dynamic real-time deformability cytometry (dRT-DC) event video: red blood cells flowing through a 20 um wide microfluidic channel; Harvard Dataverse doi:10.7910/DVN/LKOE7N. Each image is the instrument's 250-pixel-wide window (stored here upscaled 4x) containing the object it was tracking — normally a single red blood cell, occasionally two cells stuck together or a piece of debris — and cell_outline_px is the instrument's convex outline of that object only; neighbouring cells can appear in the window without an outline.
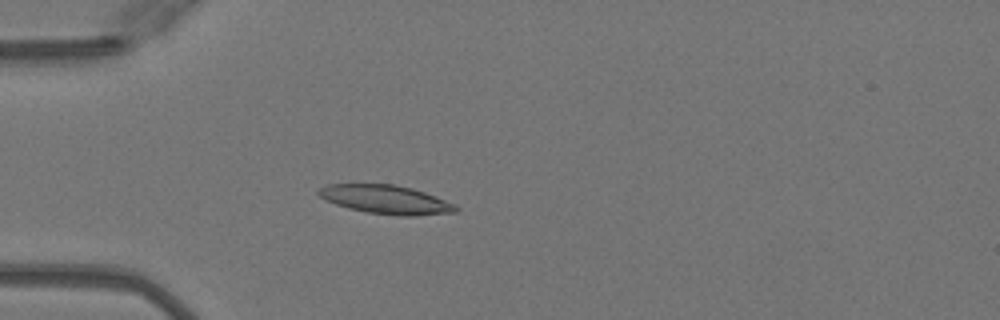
{"species": "Egyptian fruit bat (a non-hibernating species)", "species_latin": "Rousettus aegyptiacus", "temperature_condition": "warm", "stored_images_in_passage": 50, "camera_frame_rate_fps": 3000, "um_per_image_px": 0.085, "animal": {"sex": "female"}, "frame": {"image": 1, "passage_image": 15, "time_ms": 4.667, "image_size_px": [1000, 320], "cell_outline_px": [[460, 208], [456, 212], [416, 216], [400, 216], [368, 212], [348, 208], [324, 200], [316, 192], [320, 188], [328, 184], [392, 184], [412, 188], [436, 196], [456, 204]], "centroid_in_image_um": [32.83, 16.96], "position_along_channel_um": 52.2, "area_um2": 23.06}}
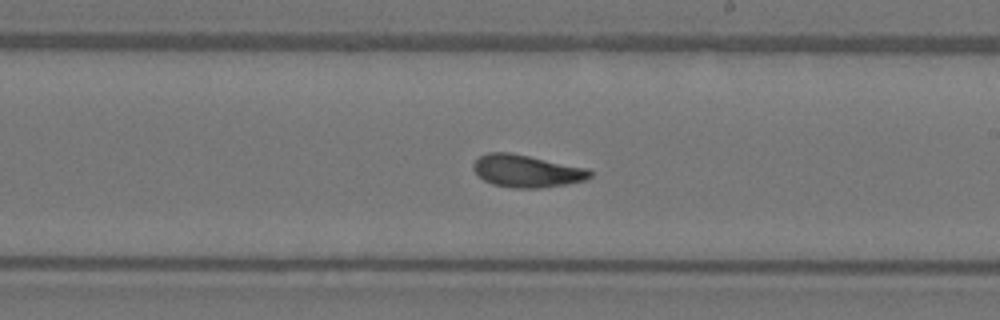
{"frame": {"image": 2, "passage_image": 30, "time_ms": 9.667, "image_size_px": [1000, 320], "cell_outline_px": [[592, 176], [584, 180], [564, 184], [540, 188], [512, 188], [492, 184], [484, 180], [472, 168], [472, 164], [480, 156], [488, 152], [508, 152], [588, 168], [592, 172]], "centroid_in_image_um": [44.75, 14.54], "position_along_channel_um": 244.2, "area_um2": 21.85}}
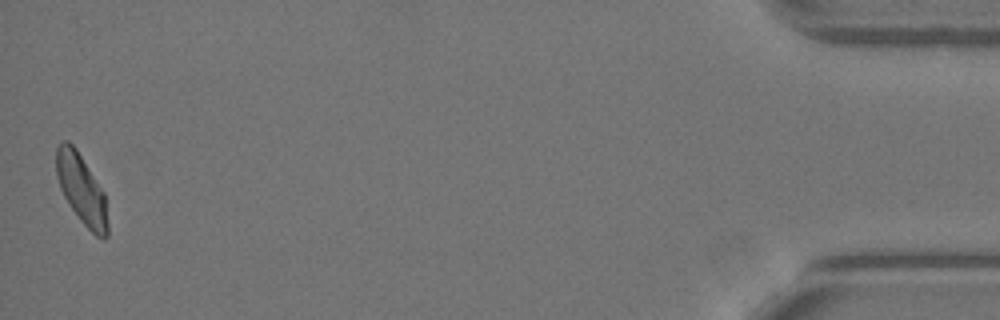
{"frame": {"image": 3, "passage_image": 50, "time_ms": 16.333, "image_size_px": [1000, 320], "cell_outline_px": [[108, 236], [104, 240], [96, 236], [80, 220], [68, 204], [60, 188], [56, 176], [56, 148], [60, 140], [68, 140], [76, 148], [104, 192], [108, 224]], "centroid_in_image_um": [6.91, 16.08], "position_along_channel_um": 428.3, "area_um2": 20.98}, "authors_computed_cell_mechanics": {"area_um2": 21.8484, "velocity_mm_per_s": 4.0813, "shape_relaxation_time_tau1_ms": 9.2304, "shape_relaxation_time_tau2_ms": 2.0763, "deformation_change_tau1": 0.2442, "deformation_change_tau2": 0.0788}}